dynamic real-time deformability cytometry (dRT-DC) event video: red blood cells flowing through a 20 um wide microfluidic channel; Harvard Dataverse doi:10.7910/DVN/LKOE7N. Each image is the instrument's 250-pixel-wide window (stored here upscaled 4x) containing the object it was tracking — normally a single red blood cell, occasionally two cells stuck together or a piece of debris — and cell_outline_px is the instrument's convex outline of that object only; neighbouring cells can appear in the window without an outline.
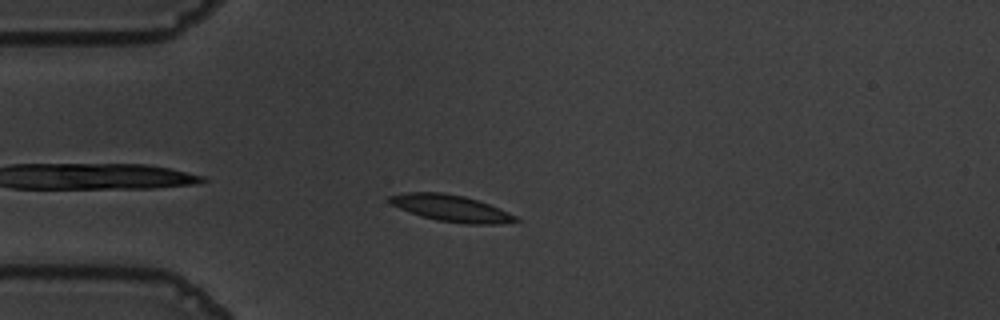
{"species": "common noctule bat (a hibernating species)", "species_latin": "Nyctalus noctula", "temperature_condition": "warm", "stored_images_in_passage": 40, "camera_frame_rate_fps": 3000, "um_per_image_px": 0.085, "animal": {"sex": "male", "body_mass_g": 19.5, "forearm_length_mm": 54.6}, "frame": {"image": 1, "passage_image": 4, "time_ms": 1.0, "image_size_px": [1000, 320], "cell_outline_px": [[520, 220], [496, 224], [464, 224], [436, 220], [420, 216], [388, 204], [388, 196], [404, 192], [444, 192], [464, 196], [500, 208], [516, 216]], "centroid_in_image_um": [38.28, 17.69], "position_along_channel_um": 46.7, "area_um2": 19.65}}
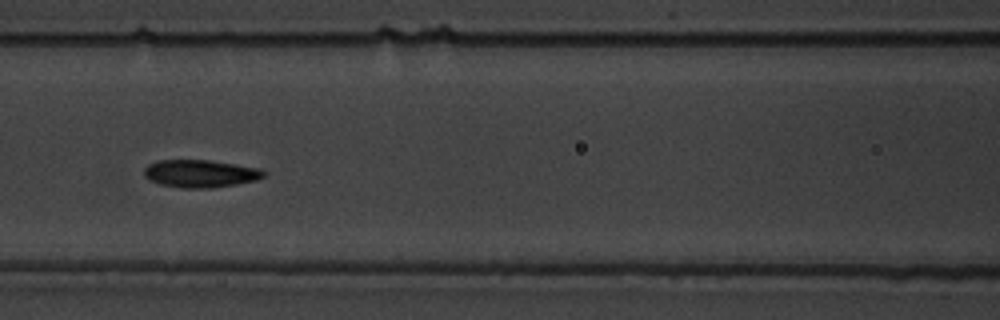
{"frame": {"image": 2, "passage_image": 14, "time_ms": 4.333, "image_size_px": [1000, 320], "cell_outline_px": [[264, 176], [256, 180], [236, 184], [212, 188], [180, 188], [160, 184], [148, 180], [144, 176], [144, 168], [148, 164], [160, 160], [208, 160], [236, 164], [260, 168], [264, 172]], "centroid_in_image_um": [17.0, 14.76], "position_along_channel_um": 149.6, "area_um2": 19.31}}
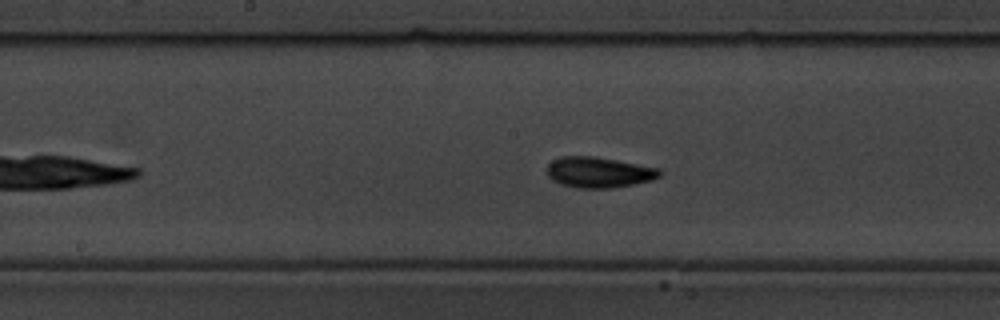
{"frame": {"image": 3, "passage_image": 18, "time_ms": 5.667, "image_size_px": [1000, 320], "cell_outline_px": [[660, 176], [652, 180], [612, 188], [576, 188], [560, 184], [552, 180], [548, 176], [548, 164], [552, 160], [560, 156], [592, 156], [616, 160], [660, 168]], "centroid_in_image_um": [50.87, 14.65], "position_along_channel_um": 197.3, "area_um2": 20.11}, "authors_computed_cell_mechanics": {"area_um2": 18.6983, "velocity_mm_per_s": 3.5902, "shape_relaxation_time_tau1_ms": 2.1951, "shape_relaxation_time_tau2_ms": 2.0864, "deformation_change_tau1": 0.1064, "deformation_change_tau2": 0.0704}}